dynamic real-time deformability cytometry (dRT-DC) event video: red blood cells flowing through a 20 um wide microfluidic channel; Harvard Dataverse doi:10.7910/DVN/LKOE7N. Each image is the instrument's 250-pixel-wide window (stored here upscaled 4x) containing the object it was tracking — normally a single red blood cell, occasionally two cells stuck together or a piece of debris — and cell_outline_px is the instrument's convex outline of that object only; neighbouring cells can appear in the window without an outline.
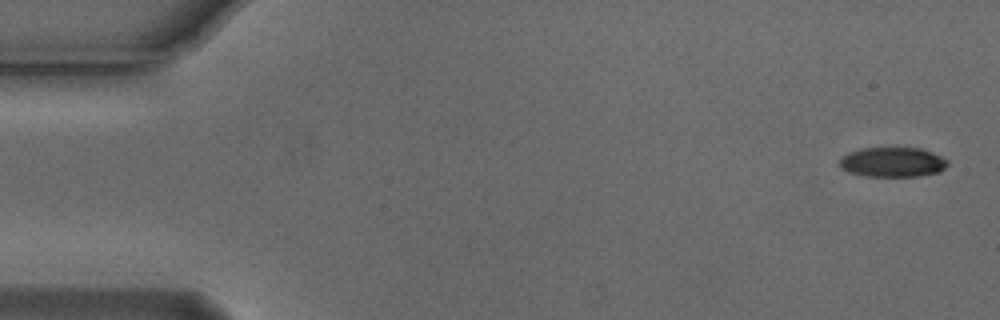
{"species": "Egyptian fruit bat (a non-hibernating species)", "species_latin": "Rousettus aegyptiacus", "temperature_condition": "cold", "stored_images_in_passage": 5, "segment_of_instrument_passage": [1, 2], "camera_frame_rate_fps": 3000, "um_per_image_px": 0.085, "animal": {"sex": "male"}, "frame": {"image": 1, "passage_image": 1, "time_ms": 0.0, "image_size_px": [1000, 320], "cell_outline_px": [[948, 164], [940, 172], [920, 176], [864, 176], [848, 172], [840, 168], [840, 156], [848, 152], [860, 148], [920, 148], [932, 152], [948, 160]], "centroid_in_image_um": [75.84, 13.78], "position_along_channel_um": 9.2, "area_um2": 18.9}}
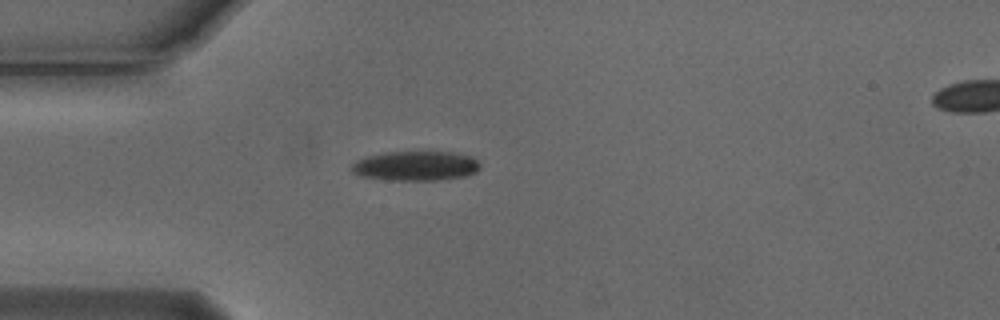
{"frame": {"image": 2, "passage_image": 4, "time_ms": 1.0, "image_size_px": [1000, 320], "cell_outline_px": [[480, 168], [476, 172], [464, 176], [436, 180], [388, 180], [360, 176], [352, 172], [352, 164], [356, 160], [368, 156], [388, 152], [452, 152], [472, 156], [480, 164]], "centroid_in_image_um": [35.34, 14.1], "position_along_channel_um": 49.7, "area_um2": 22.08}}